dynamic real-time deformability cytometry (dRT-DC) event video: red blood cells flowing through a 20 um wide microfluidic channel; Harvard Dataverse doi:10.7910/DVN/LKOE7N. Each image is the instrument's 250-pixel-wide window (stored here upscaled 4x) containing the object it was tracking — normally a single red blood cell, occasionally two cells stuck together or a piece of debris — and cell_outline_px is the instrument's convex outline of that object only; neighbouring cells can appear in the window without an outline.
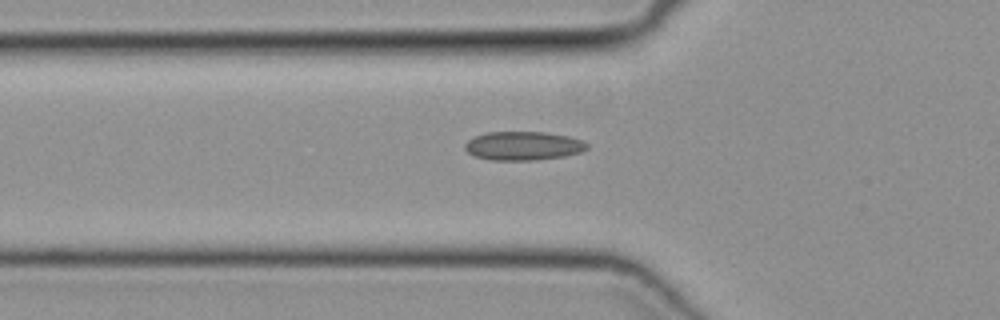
{"species": "common noctule bat (a hibernating species)", "species_latin": "Nyctalus noctula", "temperature_condition": "cold", "stored_images_in_passage": 34, "camera_frame_rate_fps": 3000, "um_per_image_px": 0.085, "animal": {"sex": "female", "body_mass_g": 19.3, "forearm_length_mm": 54.1}, "frame": {"image": 1, "passage_image": 3, "time_ms": 0.667, "image_size_px": [1000, 320], "cell_outline_px": [[588, 148], [580, 152], [564, 156], [536, 160], [492, 160], [476, 156], [468, 152], [464, 148], [464, 144], [468, 140], [476, 136], [488, 132], [544, 132], [568, 136], [584, 140], [588, 144]], "centroid_in_image_um": [44.5, 12.39], "position_along_channel_um": 81.3, "area_um2": 20.4}}
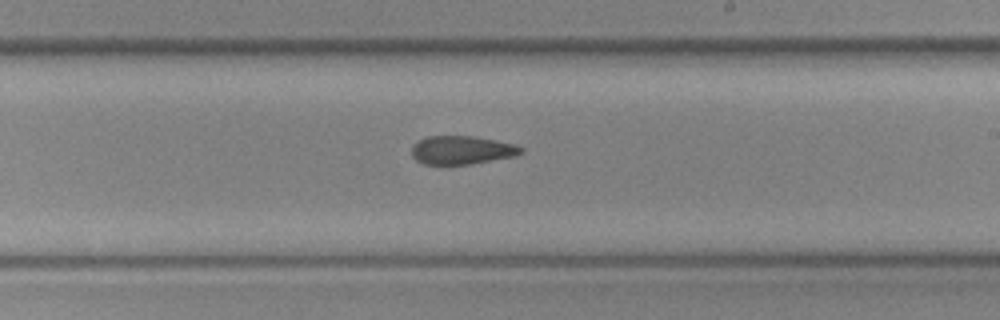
{"frame": {"image": 2, "passage_image": 15, "time_ms": 4.667, "image_size_px": [1000, 320], "cell_outline_px": [[524, 152], [516, 156], [472, 164], [424, 164], [416, 160], [412, 156], [412, 144], [416, 140], [428, 136], [472, 136], [512, 144], [524, 148]], "centroid_in_image_um": [39.22, 12.76], "position_along_channel_um": 249.8, "area_um2": 18.15}}
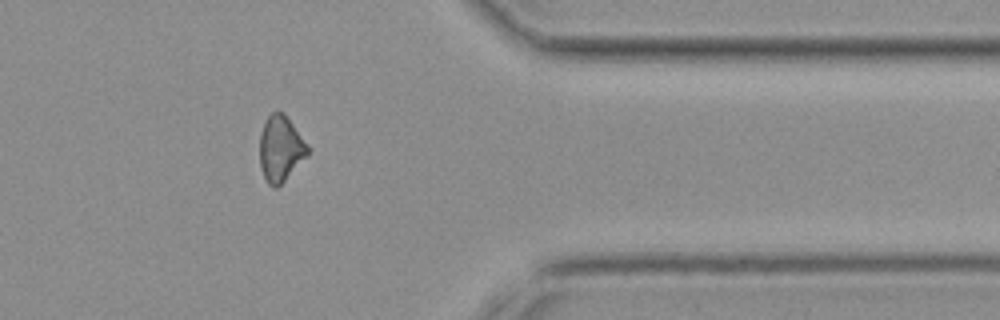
{"frame": {"image": 3, "passage_image": 26, "time_ms": 8.333, "image_size_px": [1000, 320], "cell_outline_px": [[308, 156], [276, 188], [272, 188], [268, 184], [260, 168], [260, 132], [268, 116], [272, 112], [280, 112], [288, 120], [308, 144]], "centroid_in_image_um": [23.83, 12.68], "position_along_channel_um": 387.6, "area_um2": 18.03}}